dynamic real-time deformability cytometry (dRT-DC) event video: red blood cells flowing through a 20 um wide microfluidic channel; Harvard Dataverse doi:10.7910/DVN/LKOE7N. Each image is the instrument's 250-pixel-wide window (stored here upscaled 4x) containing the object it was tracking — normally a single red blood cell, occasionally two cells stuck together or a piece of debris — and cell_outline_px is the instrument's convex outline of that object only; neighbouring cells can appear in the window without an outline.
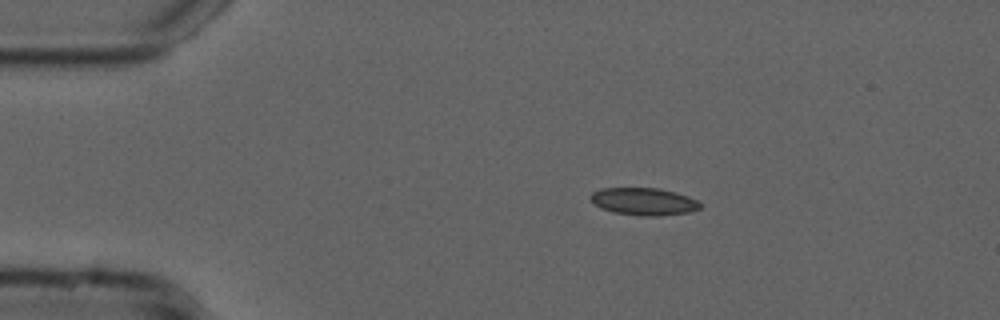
{"species": "common noctule bat (a hibernating species)", "species_latin": "Nyctalus noctula", "temperature_condition": "cold", "stored_images_in_passage": 45, "camera_frame_rate_fps": 3000, "um_per_image_px": 0.085, "animal": {"sex": "male", "forearm_length_mm": 52.5}, "frame": {"image": 1, "passage_image": 1, "time_ms": 0.0, "image_size_px": [1000, 320], "cell_outline_px": [[700, 208], [688, 212], [660, 216], [640, 216], [612, 212], [600, 208], [588, 196], [592, 192], [600, 188], [660, 188], [676, 192], [688, 196], [696, 200], [700, 204]], "centroid_in_image_um": [54.69, 17.12], "position_along_channel_um": 30.3, "area_um2": 17.57}}
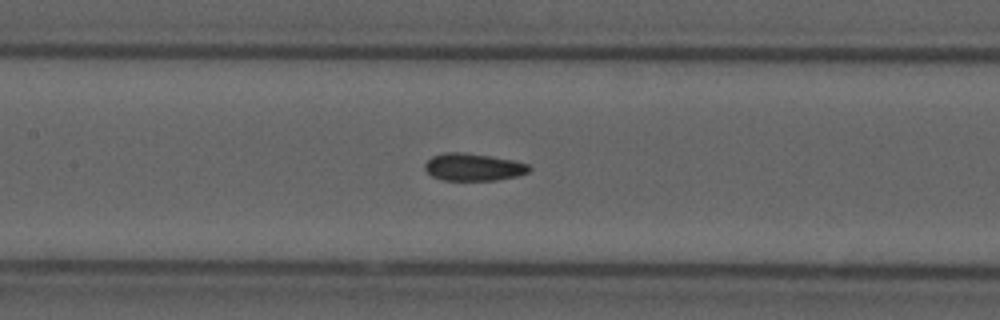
{"frame": {"image": 2, "passage_image": 16, "time_ms": 5.0, "image_size_px": [1000, 320], "cell_outline_px": [[532, 168], [528, 172], [516, 176], [496, 180], [444, 180], [432, 176], [424, 168], [424, 164], [432, 156], [444, 152], [464, 152], [492, 156], [512, 160], [528, 164]], "centroid_in_image_um": [40.22, 14.19], "position_along_channel_um": 167.2, "area_um2": 16.65}}
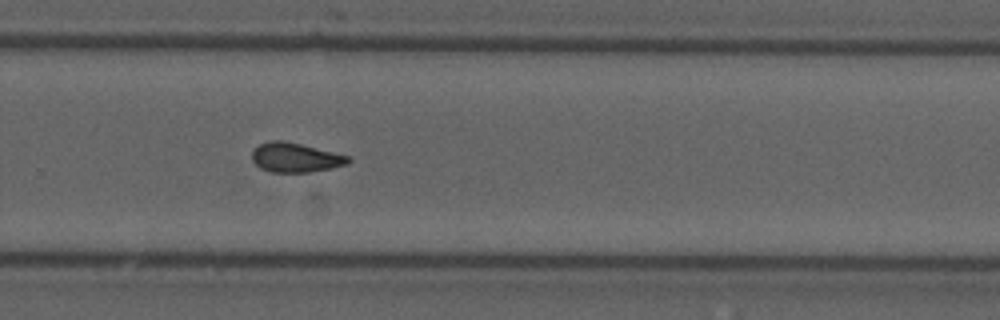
{"frame": {"image": 3, "passage_image": 27, "time_ms": 8.667, "image_size_px": [1000, 320], "cell_outline_px": [[352, 160], [348, 164], [332, 168], [308, 172], [272, 172], [260, 168], [252, 160], [252, 152], [260, 144], [268, 140], [280, 140], [300, 144], [348, 156]], "centroid_in_image_um": [25.1, 13.4], "position_along_channel_um": 304.7, "area_um2": 16.3}, "authors_computed_cell_mechanics": {"area_um2": 16.473, "velocity_mm_per_s": 3.775, "shape_relaxation_time_tau1_ms": null, "shape_relaxation_time_tau2_ms": 4.2315, "deformation_change_tau1": null, "deformation_change_tau2": 0.0815}}